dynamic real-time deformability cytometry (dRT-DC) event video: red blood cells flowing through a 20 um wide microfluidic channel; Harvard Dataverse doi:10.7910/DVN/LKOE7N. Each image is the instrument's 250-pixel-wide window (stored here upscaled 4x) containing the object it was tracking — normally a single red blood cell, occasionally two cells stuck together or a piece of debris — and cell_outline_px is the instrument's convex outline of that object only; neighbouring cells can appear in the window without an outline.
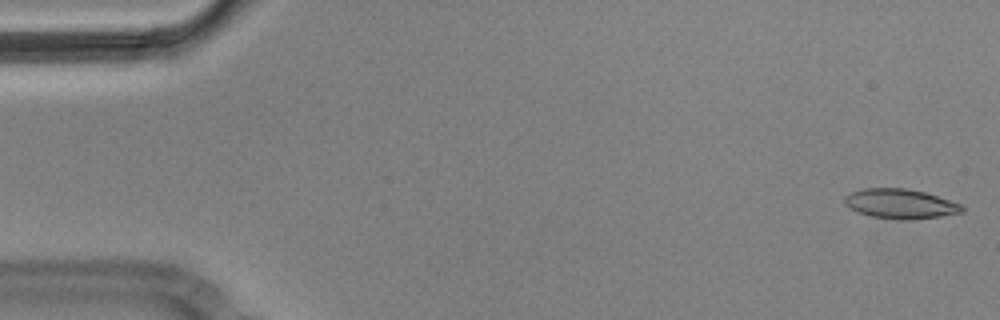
{"species": "Egyptian fruit bat (a non-hibernating species)", "species_latin": "Rousettus aegyptiacus", "temperature_condition": "cold", "stored_images_in_passage": 5, "camera_frame_rate_fps": 3000, "um_per_image_px": 0.085, "animal": {"sex": "male"}, "frame": {"image": 1, "passage_image": 1, "time_ms": 0.0, "image_size_px": [1000, 320], "cell_outline_px": [[964, 212], [940, 216], [908, 220], [900, 220], [872, 216], [856, 212], [844, 204], [844, 196], [852, 192], [864, 188], [904, 188], [924, 192], [960, 204], [964, 208]], "centroid_in_image_um": [76.49, 17.33], "position_along_channel_um": 8.5, "area_um2": 20.17}}
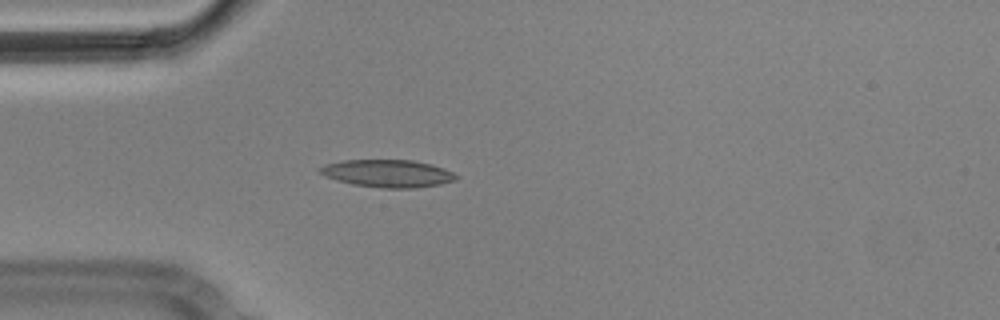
{"frame": {"image": 2, "passage_image": 5, "time_ms": 1.333, "image_size_px": [1000, 320], "cell_outline_px": [[460, 176], [456, 180], [440, 184], [416, 188], [380, 188], [352, 184], [336, 180], [320, 172], [320, 168], [324, 164], [344, 160], [412, 160], [432, 164], [444, 168]], "centroid_in_image_um": [33.0, 14.74], "position_along_channel_um": 52.0, "area_um2": 21.85}}